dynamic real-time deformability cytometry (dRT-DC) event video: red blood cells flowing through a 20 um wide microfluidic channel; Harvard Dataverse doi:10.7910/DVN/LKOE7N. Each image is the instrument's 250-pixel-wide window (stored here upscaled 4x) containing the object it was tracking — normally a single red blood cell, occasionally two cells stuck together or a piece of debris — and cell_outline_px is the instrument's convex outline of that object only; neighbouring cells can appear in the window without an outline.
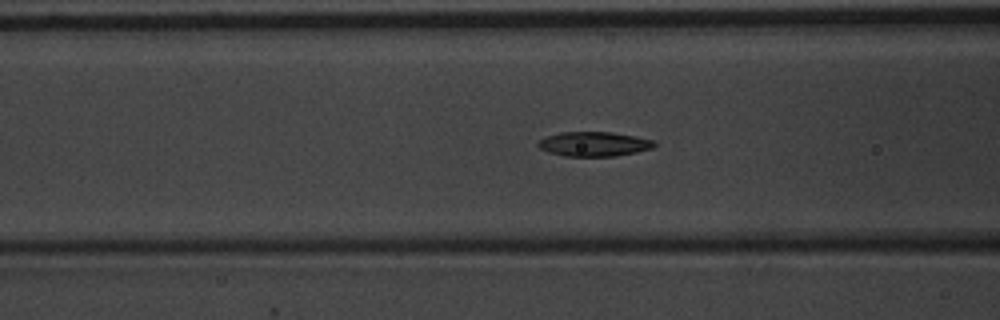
{"species": "common noctule bat (a hibernating species)", "species_latin": "Nyctalus noctula", "temperature_condition": "warm", "stored_images_in_passage": 56, "segment_of_instrument_passage": [1, 2], "camera_frame_rate_fps": 3000, "um_per_image_px": 0.085, "animal": {"sex": "male", "body_mass_g": 20.1, "forearm_length_mm": 53.5}, "frame": {"image": 1, "passage_image": 22, "time_ms": 7.0, "image_size_px": [1000, 320], "cell_outline_px": [[656, 144], [652, 148], [636, 152], [616, 156], [564, 156], [548, 152], [540, 148], [536, 144], [540, 140], [548, 136], [560, 132], [612, 132], [636, 136], [656, 140]], "centroid_in_image_um": [50.52, 12.24], "position_along_channel_um": 116.1, "area_um2": 16.65}}
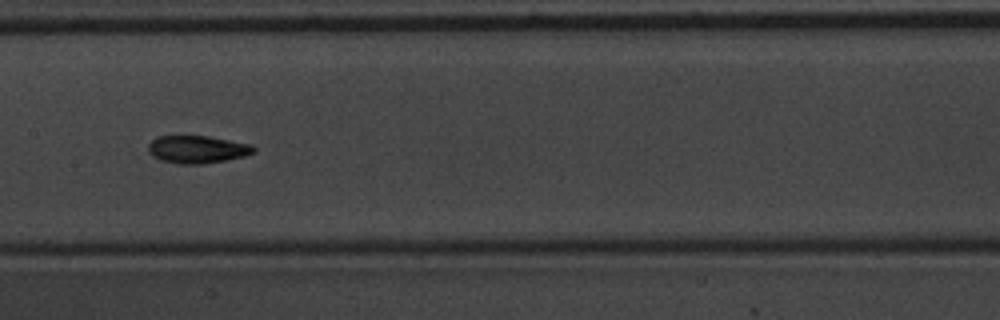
{"frame": {"image": 2, "passage_image": 28, "time_ms": 9.0, "image_size_px": [1000, 320], "cell_outline_px": [[256, 152], [244, 156], [228, 160], [204, 164], [176, 164], [160, 160], [152, 156], [148, 152], [148, 144], [156, 136], [208, 136], [252, 144], [256, 148]], "centroid_in_image_um": [16.77, 12.7], "position_along_channel_um": 190.6, "area_um2": 17.28}}
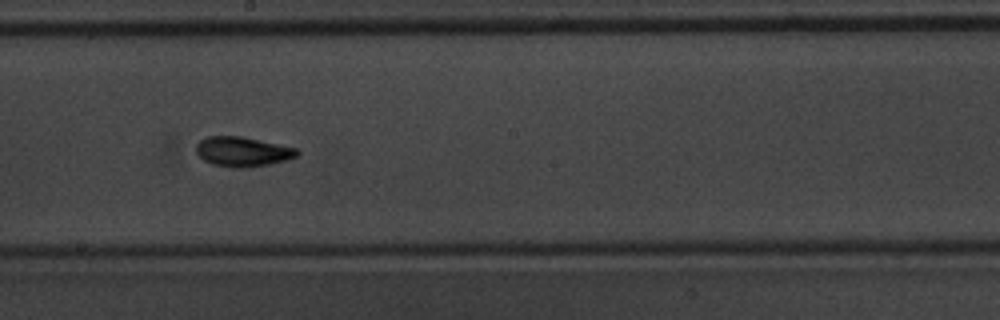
{"frame": {"image": 3, "passage_image": 31, "time_ms": 10.0, "image_size_px": [1000, 320], "cell_outline_px": [[300, 152], [296, 156], [288, 160], [268, 164], [240, 168], [232, 168], [212, 164], [204, 160], [196, 152], [196, 144], [200, 140], [208, 136], [240, 136], [296, 148]], "centroid_in_image_um": [20.6, 12.89], "position_along_channel_um": 227.6, "area_um2": 17.34}}